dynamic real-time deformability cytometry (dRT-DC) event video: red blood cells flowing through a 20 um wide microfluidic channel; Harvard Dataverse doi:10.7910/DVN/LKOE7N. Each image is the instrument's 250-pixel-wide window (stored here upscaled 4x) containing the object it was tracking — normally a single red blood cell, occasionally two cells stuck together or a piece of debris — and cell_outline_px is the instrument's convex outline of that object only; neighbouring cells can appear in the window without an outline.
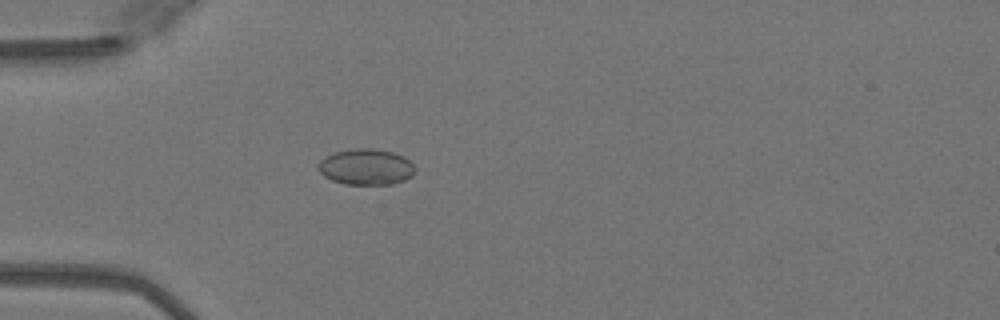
{"species": "Egyptian fruit bat (a non-hibernating species)", "species_latin": "Rousettus aegyptiacus", "temperature_condition": "warm", "stored_images_in_passage": 50, "camera_frame_rate_fps": 3000, "um_per_image_px": 0.085, "animal": {"sex": "female"}, "frame": {"image": 1, "passage_image": 15, "time_ms": 4.667, "image_size_px": [1000, 320], "cell_outline_px": [[416, 172], [412, 176], [404, 180], [392, 184], [344, 184], [332, 180], [324, 176], [320, 172], [320, 160], [336, 152], [356, 148], [372, 148], [392, 152], [404, 156], [416, 168]], "centroid_in_image_um": [31.16, 14.19], "position_along_channel_um": 53.8, "area_um2": 20.11}}
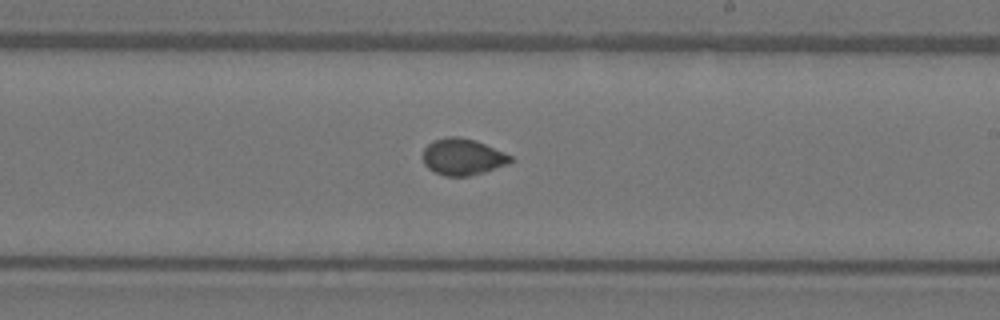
{"frame": {"image": 2, "passage_image": 30, "time_ms": 9.667, "image_size_px": [1000, 320], "cell_outline_px": [[512, 160], [508, 164], [484, 172], [468, 176], [444, 176], [428, 168], [424, 164], [424, 148], [432, 140], [452, 136], [456, 136], [476, 140], [504, 152], [512, 156]], "centroid_in_image_um": [39.33, 13.33], "position_along_channel_um": 249.7, "area_um2": 18.55}}
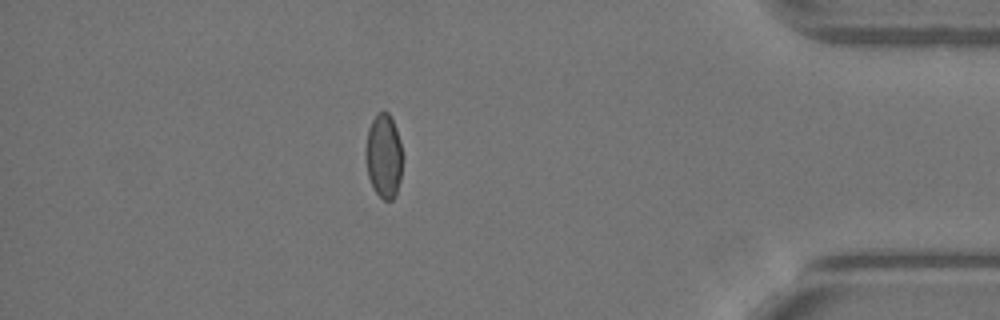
{"frame": {"image": 3, "passage_image": 44, "time_ms": 14.333, "image_size_px": [1000, 320], "cell_outline_px": [[404, 156], [400, 180], [396, 196], [392, 200], [384, 200], [372, 188], [368, 176], [364, 156], [364, 148], [368, 128], [376, 112], [388, 112], [396, 128], [400, 140]], "centroid_in_image_um": [32.62, 13.26], "position_along_channel_um": 402.6, "area_um2": 18.73}}